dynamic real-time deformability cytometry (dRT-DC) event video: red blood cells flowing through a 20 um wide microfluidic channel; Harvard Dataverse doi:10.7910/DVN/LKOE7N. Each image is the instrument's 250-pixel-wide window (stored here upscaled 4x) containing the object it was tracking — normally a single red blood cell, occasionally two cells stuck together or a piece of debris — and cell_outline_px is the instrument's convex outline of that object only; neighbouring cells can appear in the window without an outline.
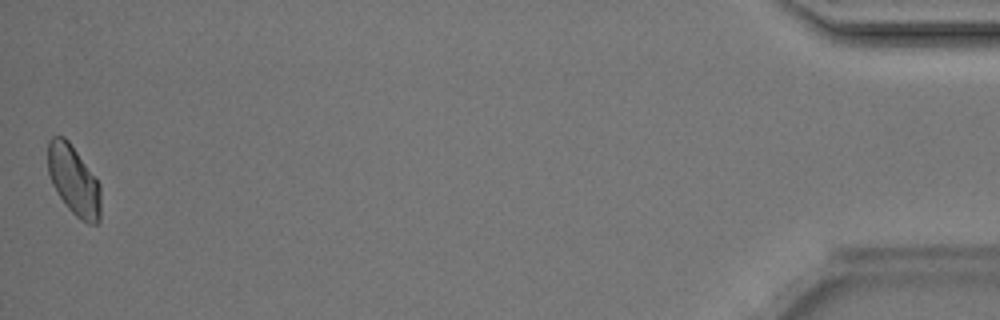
{"species": "Egyptian fruit bat (a non-hibernating species)", "species_latin": "Rousettus aegyptiacus", "temperature_condition": "room temperature", "stored_images_in_passage": 34, "camera_frame_rate_fps": 3000, "um_per_image_px": 0.085, "animal": {"sex": "male"}, "frame": {"image": 1, "passage_image": 34, "time_ms": 11.0, "image_size_px": [1000, 320], "cell_outline_px": [[100, 220], [96, 224], [88, 224], [80, 220], [68, 208], [56, 192], [52, 184], [48, 172], [48, 140], [52, 136], [64, 136], [68, 140], [100, 184]], "centroid_in_image_um": [6.26, 15.35], "position_along_channel_um": 428.9, "area_um2": 21.44}, "authors_computed_cell_mechanics": {"area_um2": 22.3975, "velocity_mm_per_s": 4.1932, "shape_relaxation_time_tau1_ms": 1.9969, "shape_relaxation_time_tau2_ms": 3.9587, "deformation_change_tau1": 0.0851, "deformation_change_tau2": 0.1011}}